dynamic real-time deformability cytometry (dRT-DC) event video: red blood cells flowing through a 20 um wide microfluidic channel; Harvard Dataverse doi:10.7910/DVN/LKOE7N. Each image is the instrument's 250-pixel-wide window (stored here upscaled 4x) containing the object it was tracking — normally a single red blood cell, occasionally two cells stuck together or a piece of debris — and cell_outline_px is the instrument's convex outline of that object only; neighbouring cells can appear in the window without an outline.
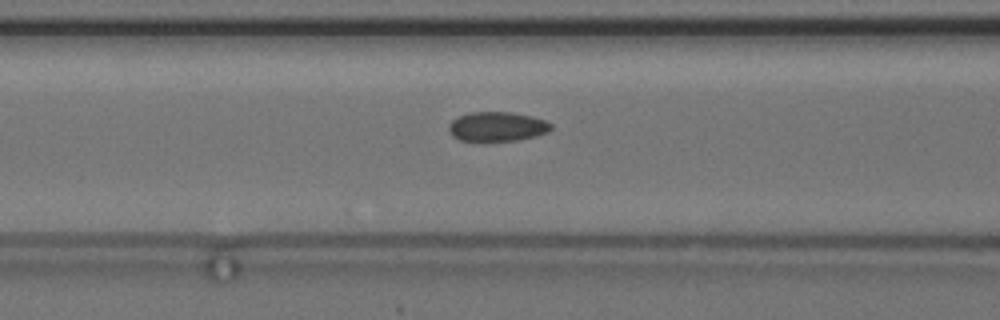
{"species": "common noctule bat (a hibernating species)", "species_latin": "Nyctalus noctula", "temperature_condition": "cold", "stored_images_in_passage": 37, "camera_frame_rate_fps": 3000, "um_per_image_px": 0.085, "animal": {"sex": "female", "body_mass_g": 24.6, "forearm_length_mm": 56.2}, "frame": {"image": 1, "passage_image": 9, "time_ms": 2.667, "image_size_px": [1000, 320], "cell_outline_px": [[552, 128], [548, 132], [536, 136], [516, 140], [460, 140], [452, 136], [448, 128], [448, 124], [452, 120], [460, 116], [472, 112], [512, 112], [532, 116], [544, 120], [552, 124]], "centroid_in_image_um": [42.27, 10.75], "position_along_channel_um": 124.3, "area_um2": 17.4}}
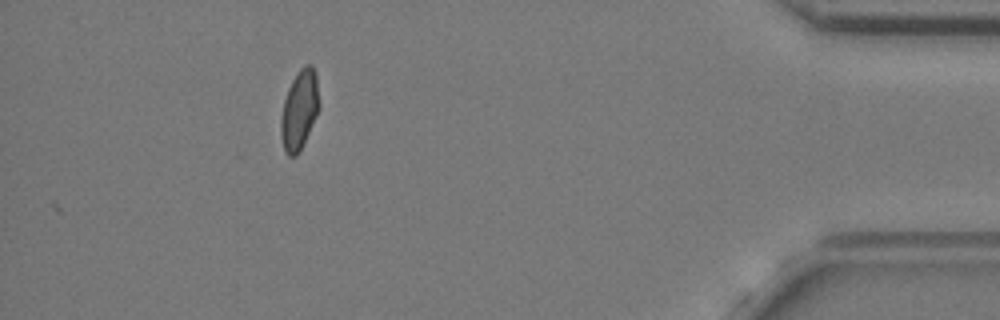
{"frame": {"image": 2, "passage_image": 37, "time_ms": 12.0, "image_size_px": [1000, 320], "cell_outline_px": [[320, 108], [300, 152], [296, 156], [288, 156], [284, 152], [280, 136], [280, 120], [284, 100], [288, 88], [296, 72], [304, 64], [312, 64], [316, 72], [320, 104]], "centroid_in_image_um": [25.45, 9.34], "position_along_channel_um": 409.7, "area_um2": 18.21}, "authors_computed_cell_mechanics": {"area_um2": 18.0336, "velocity_mm_per_s": 3.658, "shape_relaxation_time_tau1_ms": null, "shape_relaxation_time_tau2_ms": 2.5594, "deformation_change_tau1": null, "deformation_change_tau2": 0.0704}}